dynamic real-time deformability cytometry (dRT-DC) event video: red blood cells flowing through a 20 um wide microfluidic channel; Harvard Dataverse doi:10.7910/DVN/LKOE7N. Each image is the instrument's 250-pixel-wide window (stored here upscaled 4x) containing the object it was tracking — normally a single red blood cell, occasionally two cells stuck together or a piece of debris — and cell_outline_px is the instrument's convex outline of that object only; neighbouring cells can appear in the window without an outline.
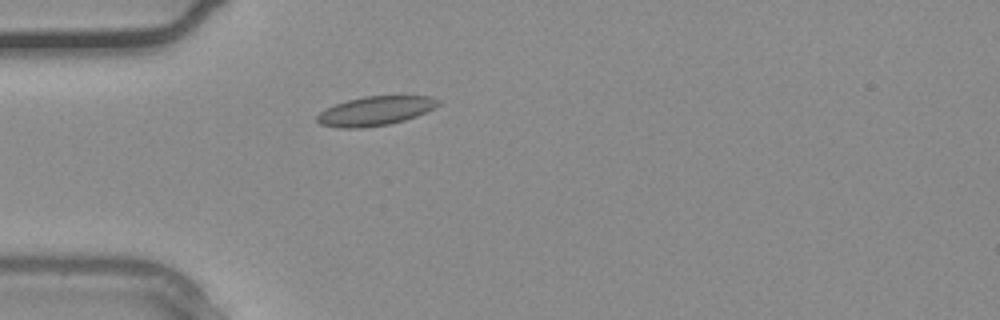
{"species": "common noctule bat (a hibernating species)", "species_latin": "Nyctalus noctula", "temperature_condition": "warm", "stored_images_in_passage": 31, "camera_frame_rate_fps": 3000, "um_per_image_px": 0.085, "animal": {"sex": "male", "body_mass_g": 20.4}, "frame": {"image": 1, "passage_image": 5, "time_ms": 1.333, "image_size_px": [1000, 320], "cell_outline_px": [[440, 104], [416, 116], [404, 120], [388, 124], [360, 128], [340, 128], [320, 124], [316, 120], [316, 116], [324, 108], [348, 100], [364, 96], [432, 96], [440, 100]], "centroid_in_image_um": [31.87, 9.42], "position_along_channel_um": 53.1, "area_um2": 20.46}}